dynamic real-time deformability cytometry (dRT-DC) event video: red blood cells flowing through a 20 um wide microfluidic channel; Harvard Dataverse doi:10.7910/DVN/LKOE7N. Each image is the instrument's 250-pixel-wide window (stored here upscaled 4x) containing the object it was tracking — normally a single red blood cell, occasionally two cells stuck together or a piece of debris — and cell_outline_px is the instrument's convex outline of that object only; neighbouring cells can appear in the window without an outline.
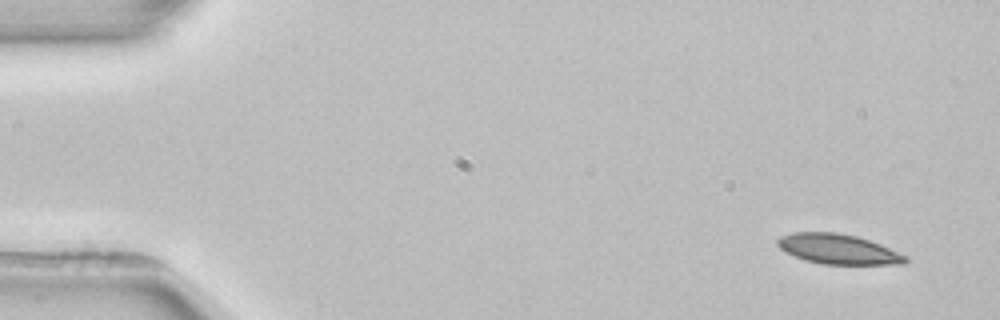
{"species": "common noctule bat (a hibernating species)", "species_latin": "Nyctalus noctula", "temperature_condition": "room temperature", "stored_images_in_passage": 4, "segment_of_instrument_passage": [2, 2], "camera_frame_rate_fps": 3000, "um_per_image_px": 0.085, "animal": {"sex": "female", "body_mass_g": 22.7, "forearm_length_mm": 54.2}, "frame": {"image": 1, "passage_image": 4, "time_ms": 5.0, "image_size_px": [1000, 320], "cell_outline_px": [[908, 260], [904, 264], [824, 264], [804, 260], [784, 252], [776, 244], [776, 240], [780, 236], [792, 232], [836, 232], [856, 236], [880, 244], [908, 256]], "centroid_in_image_um": [71.21, 21.17], "position_along_channel_um": 13.8, "area_um2": 22.43}}